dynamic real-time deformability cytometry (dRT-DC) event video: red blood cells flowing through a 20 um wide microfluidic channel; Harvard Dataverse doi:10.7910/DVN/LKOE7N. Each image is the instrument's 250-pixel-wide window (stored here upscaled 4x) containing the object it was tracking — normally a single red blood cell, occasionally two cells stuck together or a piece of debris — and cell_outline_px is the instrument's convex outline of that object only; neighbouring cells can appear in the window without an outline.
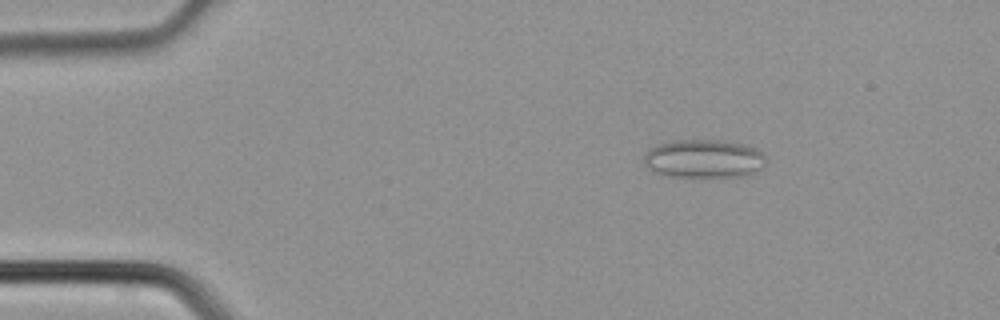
{"species": "common noctule bat (a hibernating species)", "species_latin": "Nyctalus noctula", "temperature_condition": "cold", "stored_images_in_passage": 4, "camera_frame_rate_fps": 3000, "um_per_image_px": 0.085, "animal": {"sex": "male", "body_mass_g": 21.5, "forearm_length_mm": 52.0}, "frame": {"image": 1, "passage_image": 2, "time_ms": 0.333, "image_size_px": [1000, 320], "cell_outline_px": [[768, 160], [756, 172], [744, 176], [672, 176], [652, 172], [644, 164], [644, 152], [648, 148], [660, 144], [676, 140], [724, 140], [744, 144], [756, 148]], "centroid_in_image_um": [59.81, 13.48], "position_along_channel_um": 25.2, "area_um2": 27.4}}